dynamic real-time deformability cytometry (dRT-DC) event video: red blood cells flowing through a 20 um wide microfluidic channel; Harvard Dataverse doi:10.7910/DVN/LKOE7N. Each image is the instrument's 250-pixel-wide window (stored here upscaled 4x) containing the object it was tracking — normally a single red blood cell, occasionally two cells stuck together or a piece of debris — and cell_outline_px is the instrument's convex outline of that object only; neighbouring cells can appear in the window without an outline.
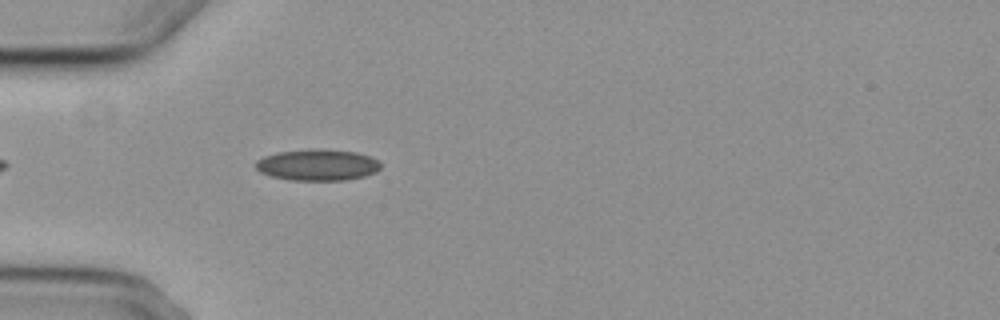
{"species": "common noctule bat (a hibernating species)", "species_latin": "Nyctalus noctula", "temperature_condition": "cold", "stored_images_in_passage": 5, "camera_frame_rate_fps": 3000, "um_per_image_px": 0.085, "animal": {"sex": "female", "body_mass_g": 29.2, "forearm_length_mm": 56.3}, "frame": {"image": 1, "passage_image": 5, "time_ms": 4.667, "image_size_px": [1000, 320], "cell_outline_px": [[380, 168], [376, 172], [364, 176], [344, 180], [288, 180], [272, 176], [260, 172], [256, 168], [256, 160], [264, 156], [276, 152], [356, 152], [368, 156], [376, 160], [380, 164]], "centroid_in_image_um": [26.96, 14.08], "position_along_channel_um": 58.0, "area_um2": 21.62}}